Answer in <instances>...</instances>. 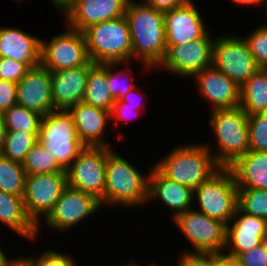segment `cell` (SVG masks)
<instances>
[{
	"label": "cell",
	"mask_w": 267,
	"mask_h": 266,
	"mask_svg": "<svg viewBox=\"0 0 267 266\" xmlns=\"http://www.w3.org/2000/svg\"><path fill=\"white\" fill-rule=\"evenodd\" d=\"M124 16L130 29L132 61H140L148 71L156 69L167 49L164 12L143 1L129 0Z\"/></svg>",
	"instance_id": "1"
},
{
	"label": "cell",
	"mask_w": 267,
	"mask_h": 266,
	"mask_svg": "<svg viewBox=\"0 0 267 266\" xmlns=\"http://www.w3.org/2000/svg\"><path fill=\"white\" fill-rule=\"evenodd\" d=\"M154 167L165 177L194 190L221 167L211 151L201 144L178 145Z\"/></svg>",
	"instance_id": "2"
},
{
	"label": "cell",
	"mask_w": 267,
	"mask_h": 266,
	"mask_svg": "<svg viewBox=\"0 0 267 266\" xmlns=\"http://www.w3.org/2000/svg\"><path fill=\"white\" fill-rule=\"evenodd\" d=\"M147 201L148 174L112 150L106 160L103 204L134 208Z\"/></svg>",
	"instance_id": "3"
},
{
	"label": "cell",
	"mask_w": 267,
	"mask_h": 266,
	"mask_svg": "<svg viewBox=\"0 0 267 266\" xmlns=\"http://www.w3.org/2000/svg\"><path fill=\"white\" fill-rule=\"evenodd\" d=\"M210 113L209 125L213 128L218 149L213 152L211 142L206 141L208 144H204L218 165L228 168L249 151L248 115L240 106Z\"/></svg>",
	"instance_id": "4"
},
{
	"label": "cell",
	"mask_w": 267,
	"mask_h": 266,
	"mask_svg": "<svg viewBox=\"0 0 267 266\" xmlns=\"http://www.w3.org/2000/svg\"><path fill=\"white\" fill-rule=\"evenodd\" d=\"M93 63L132 62L130 29L125 16L93 24L83 31Z\"/></svg>",
	"instance_id": "5"
},
{
	"label": "cell",
	"mask_w": 267,
	"mask_h": 266,
	"mask_svg": "<svg viewBox=\"0 0 267 266\" xmlns=\"http://www.w3.org/2000/svg\"><path fill=\"white\" fill-rule=\"evenodd\" d=\"M195 210L228 224L238 208V187L229 168L221 167L194 189Z\"/></svg>",
	"instance_id": "6"
},
{
	"label": "cell",
	"mask_w": 267,
	"mask_h": 266,
	"mask_svg": "<svg viewBox=\"0 0 267 266\" xmlns=\"http://www.w3.org/2000/svg\"><path fill=\"white\" fill-rule=\"evenodd\" d=\"M38 142L53 154L65 171L85 147L77 137L72 116L65 110L42 116Z\"/></svg>",
	"instance_id": "7"
},
{
	"label": "cell",
	"mask_w": 267,
	"mask_h": 266,
	"mask_svg": "<svg viewBox=\"0 0 267 266\" xmlns=\"http://www.w3.org/2000/svg\"><path fill=\"white\" fill-rule=\"evenodd\" d=\"M184 237L194 251H183L185 254H220L226 245V224L210 218L194 208L178 214L174 219Z\"/></svg>",
	"instance_id": "8"
},
{
	"label": "cell",
	"mask_w": 267,
	"mask_h": 266,
	"mask_svg": "<svg viewBox=\"0 0 267 266\" xmlns=\"http://www.w3.org/2000/svg\"><path fill=\"white\" fill-rule=\"evenodd\" d=\"M111 147L85 146L66 170L67 185L90 194L103 207L107 155Z\"/></svg>",
	"instance_id": "9"
},
{
	"label": "cell",
	"mask_w": 267,
	"mask_h": 266,
	"mask_svg": "<svg viewBox=\"0 0 267 266\" xmlns=\"http://www.w3.org/2000/svg\"><path fill=\"white\" fill-rule=\"evenodd\" d=\"M66 186V172L26 175L23 203L28 218L37 227V235H42L39 225L52 211Z\"/></svg>",
	"instance_id": "10"
},
{
	"label": "cell",
	"mask_w": 267,
	"mask_h": 266,
	"mask_svg": "<svg viewBox=\"0 0 267 266\" xmlns=\"http://www.w3.org/2000/svg\"><path fill=\"white\" fill-rule=\"evenodd\" d=\"M226 35L214 38L212 65L241 87L260 68L244 37Z\"/></svg>",
	"instance_id": "11"
},
{
	"label": "cell",
	"mask_w": 267,
	"mask_h": 266,
	"mask_svg": "<svg viewBox=\"0 0 267 266\" xmlns=\"http://www.w3.org/2000/svg\"><path fill=\"white\" fill-rule=\"evenodd\" d=\"M66 27L65 32L48 42L41 39L40 64L50 72L84 66L90 61L83 32Z\"/></svg>",
	"instance_id": "12"
},
{
	"label": "cell",
	"mask_w": 267,
	"mask_h": 266,
	"mask_svg": "<svg viewBox=\"0 0 267 266\" xmlns=\"http://www.w3.org/2000/svg\"><path fill=\"white\" fill-rule=\"evenodd\" d=\"M213 42L209 31L202 38L186 44L169 46L164 59L156 69H163L192 80L196 73L212 65Z\"/></svg>",
	"instance_id": "13"
},
{
	"label": "cell",
	"mask_w": 267,
	"mask_h": 266,
	"mask_svg": "<svg viewBox=\"0 0 267 266\" xmlns=\"http://www.w3.org/2000/svg\"><path fill=\"white\" fill-rule=\"evenodd\" d=\"M101 207L100 201L92 195L67 185L43 223L44 226L48 225L50 230L67 232L91 217Z\"/></svg>",
	"instance_id": "14"
},
{
	"label": "cell",
	"mask_w": 267,
	"mask_h": 266,
	"mask_svg": "<svg viewBox=\"0 0 267 266\" xmlns=\"http://www.w3.org/2000/svg\"><path fill=\"white\" fill-rule=\"evenodd\" d=\"M192 78L196 82L198 93H201L200 97L208 100L210 111L240 106V86L213 65L196 73Z\"/></svg>",
	"instance_id": "15"
},
{
	"label": "cell",
	"mask_w": 267,
	"mask_h": 266,
	"mask_svg": "<svg viewBox=\"0 0 267 266\" xmlns=\"http://www.w3.org/2000/svg\"><path fill=\"white\" fill-rule=\"evenodd\" d=\"M17 104L41 116L56 111L52 98L51 72L41 64L30 68L17 83Z\"/></svg>",
	"instance_id": "16"
},
{
	"label": "cell",
	"mask_w": 267,
	"mask_h": 266,
	"mask_svg": "<svg viewBox=\"0 0 267 266\" xmlns=\"http://www.w3.org/2000/svg\"><path fill=\"white\" fill-rule=\"evenodd\" d=\"M193 1L164 12L166 47L186 44L204 37L209 31Z\"/></svg>",
	"instance_id": "17"
},
{
	"label": "cell",
	"mask_w": 267,
	"mask_h": 266,
	"mask_svg": "<svg viewBox=\"0 0 267 266\" xmlns=\"http://www.w3.org/2000/svg\"><path fill=\"white\" fill-rule=\"evenodd\" d=\"M129 0H76L63 16L65 25L83 32L89 26L125 15Z\"/></svg>",
	"instance_id": "18"
},
{
	"label": "cell",
	"mask_w": 267,
	"mask_h": 266,
	"mask_svg": "<svg viewBox=\"0 0 267 266\" xmlns=\"http://www.w3.org/2000/svg\"><path fill=\"white\" fill-rule=\"evenodd\" d=\"M148 172V201L159 199L167 209L171 210L173 219L180 213L195 206L194 190L170 180L162 175L154 166Z\"/></svg>",
	"instance_id": "19"
},
{
	"label": "cell",
	"mask_w": 267,
	"mask_h": 266,
	"mask_svg": "<svg viewBox=\"0 0 267 266\" xmlns=\"http://www.w3.org/2000/svg\"><path fill=\"white\" fill-rule=\"evenodd\" d=\"M265 224V219L246 214L237 208L232 220L226 225V254L238 257L260 245Z\"/></svg>",
	"instance_id": "20"
},
{
	"label": "cell",
	"mask_w": 267,
	"mask_h": 266,
	"mask_svg": "<svg viewBox=\"0 0 267 266\" xmlns=\"http://www.w3.org/2000/svg\"><path fill=\"white\" fill-rule=\"evenodd\" d=\"M89 62L84 66L51 72L52 98L55 110L67 111L83 102L87 86Z\"/></svg>",
	"instance_id": "21"
},
{
	"label": "cell",
	"mask_w": 267,
	"mask_h": 266,
	"mask_svg": "<svg viewBox=\"0 0 267 266\" xmlns=\"http://www.w3.org/2000/svg\"><path fill=\"white\" fill-rule=\"evenodd\" d=\"M67 112L72 116L79 140L85 146L110 147L104 139L105 128L110 123V112L84 102L71 106Z\"/></svg>",
	"instance_id": "22"
},
{
	"label": "cell",
	"mask_w": 267,
	"mask_h": 266,
	"mask_svg": "<svg viewBox=\"0 0 267 266\" xmlns=\"http://www.w3.org/2000/svg\"><path fill=\"white\" fill-rule=\"evenodd\" d=\"M0 57L36 67L41 60V38L13 27H0Z\"/></svg>",
	"instance_id": "23"
},
{
	"label": "cell",
	"mask_w": 267,
	"mask_h": 266,
	"mask_svg": "<svg viewBox=\"0 0 267 266\" xmlns=\"http://www.w3.org/2000/svg\"><path fill=\"white\" fill-rule=\"evenodd\" d=\"M228 168L238 189L267 190V152L249 150Z\"/></svg>",
	"instance_id": "24"
},
{
	"label": "cell",
	"mask_w": 267,
	"mask_h": 266,
	"mask_svg": "<svg viewBox=\"0 0 267 266\" xmlns=\"http://www.w3.org/2000/svg\"><path fill=\"white\" fill-rule=\"evenodd\" d=\"M0 222L24 239L37 240V227L28 218L22 196L0 191Z\"/></svg>",
	"instance_id": "25"
},
{
	"label": "cell",
	"mask_w": 267,
	"mask_h": 266,
	"mask_svg": "<svg viewBox=\"0 0 267 266\" xmlns=\"http://www.w3.org/2000/svg\"><path fill=\"white\" fill-rule=\"evenodd\" d=\"M83 102L94 107L112 111L115 99L110 94L107 85V63H93L89 61L87 86Z\"/></svg>",
	"instance_id": "26"
},
{
	"label": "cell",
	"mask_w": 267,
	"mask_h": 266,
	"mask_svg": "<svg viewBox=\"0 0 267 266\" xmlns=\"http://www.w3.org/2000/svg\"><path fill=\"white\" fill-rule=\"evenodd\" d=\"M240 88V107L247 115L267 112V69H258Z\"/></svg>",
	"instance_id": "27"
},
{
	"label": "cell",
	"mask_w": 267,
	"mask_h": 266,
	"mask_svg": "<svg viewBox=\"0 0 267 266\" xmlns=\"http://www.w3.org/2000/svg\"><path fill=\"white\" fill-rule=\"evenodd\" d=\"M6 130L39 133L42 116L24 106L15 104L2 113Z\"/></svg>",
	"instance_id": "28"
},
{
	"label": "cell",
	"mask_w": 267,
	"mask_h": 266,
	"mask_svg": "<svg viewBox=\"0 0 267 266\" xmlns=\"http://www.w3.org/2000/svg\"><path fill=\"white\" fill-rule=\"evenodd\" d=\"M25 179L26 172L22 163L0 154V191L23 197Z\"/></svg>",
	"instance_id": "29"
},
{
	"label": "cell",
	"mask_w": 267,
	"mask_h": 266,
	"mask_svg": "<svg viewBox=\"0 0 267 266\" xmlns=\"http://www.w3.org/2000/svg\"><path fill=\"white\" fill-rule=\"evenodd\" d=\"M22 166L26 175L66 172L51 152L37 142L26 154Z\"/></svg>",
	"instance_id": "30"
},
{
	"label": "cell",
	"mask_w": 267,
	"mask_h": 266,
	"mask_svg": "<svg viewBox=\"0 0 267 266\" xmlns=\"http://www.w3.org/2000/svg\"><path fill=\"white\" fill-rule=\"evenodd\" d=\"M39 133H29L24 131L7 130L1 155L22 163L26 154L38 142Z\"/></svg>",
	"instance_id": "31"
},
{
	"label": "cell",
	"mask_w": 267,
	"mask_h": 266,
	"mask_svg": "<svg viewBox=\"0 0 267 266\" xmlns=\"http://www.w3.org/2000/svg\"><path fill=\"white\" fill-rule=\"evenodd\" d=\"M238 208L246 214L267 221V190L238 189Z\"/></svg>",
	"instance_id": "32"
},
{
	"label": "cell",
	"mask_w": 267,
	"mask_h": 266,
	"mask_svg": "<svg viewBox=\"0 0 267 266\" xmlns=\"http://www.w3.org/2000/svg\"><path fill=\"white\" fill-rule=\"evenodd\" d=\"M122 64L124 63H107V85L110 89L111 96L115 100H120L122 97L128 94L131 90H133L134 87L137 86L134 81L131 82L132 79L130 78L129 80L126 78L124 79L125 81L123 80L124 73L126 76H128V74L130 73H131L130 75L133 74V72H131L133 70L130 69L132 67H129L130 66L129 64H131V62H128V68L126 66V68H124L125 70L121 66ZM119 66L122 68L120 69Z\"/></svg>",
	"instance_id": "33"
},
{
	"label": "cell",
	"mask_w": 267,
	"mask_h": 266,
	"mask_svg": "<svg viewBox=\"0 0 267 266\" xmlns=\"http://www.w3.org/2000/svg\"><path fill=\"white\" fill-rule=\"evenodd\" d=\"M249 150L267 152V112L248 115Z\"/></svg>",
	"instance_id": "34"
},
{
	"label": "cell",
	"mask_w": 267,
	"mask_h": 266,
	"mask_svg": "<svg viewBox=\"0 0 267 266\" xmlns=\"http://www.w3.org/2000/svg\"><path fill=\"white\" fill-rule=\"evenodd\" d=\"M244 39L259 68L267 69V22L251 30Z\"/></svg>",
	"instance_id": "35"
},
{
	"label": "cell",
	"mask_w": 267,
	"mask_h": 266,
	"mask_svg": "<svg viewBox=\"0 0 267 266\" xmlns=\"http://www.w3.org/2000/svg\"><path fill=\"white\" fill-rule=\"evenodd\" d=\"M31 257H18L26 266H79L74 261L73 256L70 257L67 252H57L56 250H46L42 252L37 258Z\"/></svg>",
	"instance_id": "36"
},
{
	"label": "cell",
	"mask_w": 267,
	"mask_h": 266,
	"mask_svg": "<svg viewBox=\"0 0 267 266\" xmlns=\"http://www.w3.org/2000/svg\"><path fill=\"white\" fill-rule=\"evenodd\" d=\"M30 68L22 62L0 57V79L18 83Z\"/></svg>",
	"instance_id": "37"
},
{
	"label": "cell",
	"mask_w": 267,
	"mask_h": 266,
	"mask_svg": "<svg viewBox=\"0 0 267 266\" xmlns=\"http://www.w3.org/2000/svg\"><path fill=\"white\" fill-rule=\"evenodd\" d=\"M238 258L245 266H267V247L261 243L241 253Z\"/></svg>",
	"instance_id": "38"
},
{
	"label": "cell",
	"mask_w": 267,
	"mask_h": 266,
	"mask_svg": "<svg viewBox=\"0 0 267 266\" xmlns=\"http://www.w3.org/2000/svg\"><path fill=\"white\" fill-rule=\"evenodd\" d=\"M17 104V83L0 79V113Z\"/></svg>",
	"instance_id": "39"
},
{
	"label": "cell",
	"mask_w": 267,
	"mask_h": 266,
	"mask_svg": "<svg viewBox=\"0 0 267 266\" xmlns=\"http://www.w3.org/2000/svg\"><path fill=\"white\" fill-rule=\"evenodd\" d=\"M178 258V266H216V254H185Z\"/></svg>",
	"instance_id": "40"
},
{
	"label": "cell",
	"mask_w": 267,
	"mask_h": 266,
	"mask_svg": "<svg viewBox=\"0 0 267 266\" xmlns=\"http://www.w3.org/2000/svg\"><path fill=\"white\" fill-rule=\"evenodd\" d=\"M136 110L137 107H132L128 105V103L122 102L121 100H115L112 106V111L110 112V117L111 119H114L115 124H118L120 121L122 122V120L123 122L127 119V121H129V119L131 120L132 117H130V115L133 116V113H135Z\"/></svg>",
	"instance_id": "41"
},
{
	"label": "cell",
	"mask_w": 267,
	"mask_h": 266,
	"mask_svg": "<svg viewBox=\"0 0 267 266\" xmlns=\"http://www.w3.org/2000/svg\"><path fill=\"white\" fill-rule=\"evenodd\" d=\"M191 0H143V2L156 10L166 12L176 7H181Z\"/></svg>",
	"instance_id": "42"
},
{
	"label": "cell",
	"mask_w": 267,
	"mask_h": 266,
	"mask_svg": "<svg viewBox=\"0 0 267 266\" xmlns=\"http://www.w3.org/2000/svg\"><path fill=\"white\" fill-rule=\"evenodd\" d=\"M60 13L65 15L67 11L75 4L76 0H50ZM63 11V12H62Z\"/></svg>",
	"instance_id": "43"
},
{
	"label": "cell",
	"mask_w": 267,
	"mask_h": 266,
	"mask_svg": "<svg viewBox=\"0 0 267 266\" xmlns=\"http://www.w3.org/2000/svg\"><path fill=\"white\" fill-rule=\"evenodd\" d=\"M220 262L224 266H245L238 257L230 256L225 252L220 253Z\"/></svg>",
	"instance_id": "44"
},
{
	"label": "cell",
	"mask_w": 267,
	"mask_h": 266,
	"mask_svg": "<svg viewBox=\"0 0 267 266\" xmlns=\"http://www.w3.org/2000/svg\"><path fill=\"white\" fill-rule=\"evenodd\" d=\"M137 87L138 86H136V87H134L133 88V90H131L128 94H126L124 97H122L120 100L122 101V102H125V103H128V105H130V106H132V107H137V111L138 110H140V107H139V103L141 102V99H140V102L139 103H136L135 102V100H136V98L135 99H133V96L135 95V96H138V95H136L135 93H136V90H137ZM133 94V95H132ZM131 95V96H130ZM132 99V100H131ZM139 101V100H138Z\"/></svg>",
	"instance_id": "45"
},
{
	"label": "cell",
	"mask_w": 267,
	"mask_h": 266,
	"mask_svg": "<svg viewBox=\"0 0 267 266\" xmlns=\"http://www.w3.org/2000/svg\"><path fill=\"white\" fill-rule=\"evenodd\" d=\"M236 5H244V6H255V5H263L265 7V11L267 10V4L264 2V0H232Z\"/></svg>",
	"instance_id": "46"
},
{
	"label": "cell",
	"mask_w": 267,
	"mask_h": 266,
	"mask_svg": "<svg viewBox=\"0 0 267 266\" xmlns=\"http://www.w3.org/2000/svg\"><path fill=\"white\" fill-rule=\"evenodd\" d=\"M17 260L18 257L8 259L5 252H3L2 246L0 244V266H12Z\"/></svg>",
	"instance_id": "47"
},
{
	"label": "cell",
	"mask_w": 267,
	"mask_h": 266,
	"mask_svg": "<svg viewBox=\"0 0 267 266\" xmlns=\"http://www.w3.org/2000/svg\"><path fill=\"white\" fill-rule=\"evenodd\" d=\"M6 127L4 125L2 114L0 113V152L3 149L4 141H5V134H6Z\"/></svg>",
	"instance_id": "48"
},
{
	"label": "cell",
	"mask_w": 267,
	"mask_h": 266,
	"mask_svg": "<svg viewBox=\"0 0 267 266\" xmlns=\"http://www.w3.org/2000/svg\"><path fill=\"white\" fill-rule=\"evenodd\" d=\"M262 243L267 247V221L264 227V232L262 236Z\"/></svg>",
	"instance_id": "49"
},
{
	"label": "cell",
	"mask_w": 267,
	"mask_h": 266,
	"mask_svg": "<svg viewBox=\"0 0 267 266\" xmlns=\"http://www.w3.org/2000/svg\"><path fill=\"white\" fill-rule=\"evenodd\" d=\"M216 266H224V265L220 262V254H216Z\"/></svg>",
	"instance_id": "50"
},
{
	"label": "cell",
	"mask_w": 267,
	"mask_h": 266,
	"mask_svg": "<svg viewBox=\"0 0 267 266\" xmlns=\"http://www.w3.org/2000/svg\"><path fill=\"white\" fill-rule=\"evenodd\" d=\"M12 266H26L19 258Z\"/></svg>",
	"instance_id": "51"
},
{
	"label": "cell",
	"mask_w": 267,
	"mask_h": 266,
	"mask_svg": "<svg viewBox=\"0 0 267 266\" xmlns=\"http://www.w3.org/2000/svg\"><path fill=\"white\" fill-rule=\"evenodd\" d=\"M123 266V265H122ZM124 266H139V265H137L136 263L134 264V263H129V264H126V265H124Z\"/></svg>",
	"instance_id": "52"
},
{
	"label": "cell",
	"mask_w": 267,
	"mask_h": 266,
	"mask_svg": "<svg viewBox=\"0 0 267 266\" xmlns=\"http://www.w3.org/2000/svg\"><path fill=\"white\" fill-rule=\"evenodd\" d=\"M150 266H159V265H157V264L154 263V264H151Z\"/></svg>",
	"instance_id": "53"
}]
</instances>
